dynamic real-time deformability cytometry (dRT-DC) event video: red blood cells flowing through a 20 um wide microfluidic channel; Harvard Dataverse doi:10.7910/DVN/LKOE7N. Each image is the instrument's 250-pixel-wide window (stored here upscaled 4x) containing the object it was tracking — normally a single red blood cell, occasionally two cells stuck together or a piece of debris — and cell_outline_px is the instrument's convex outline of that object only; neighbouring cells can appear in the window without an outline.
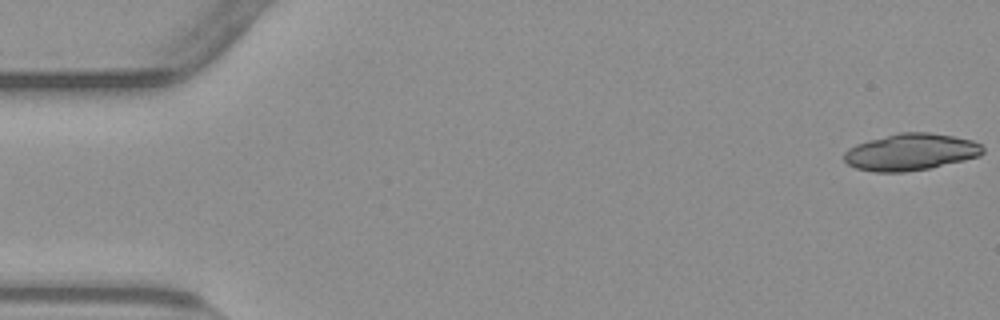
{"species": "common noctule bat (a hibernating species)", "species_latin": "Nyctalus noctula", "temperature_condition": "warm", "stored_images_in_passage": 19, "camera_frame_rate_fps": 3000, "um_per_image_px": 0.085, "animal": {"sex": "male", "body_mass_g": 23.1, "forearm_length_mm": 52.7}, "frame": {"image": 1, "passage_image": 1, "time_ms": 0.0, "image_size_px": [1000, 320], "cell_outline_px": [[984, 152], [980, 156], [964, 160], [928, 168], [904, 172], [872, 172], [856, 168], [848, 164], [844, 160], [844, 152], [848, 148], [856, 144], [868, 140], [900, 132], [928, 132], [952, 136], [972, 140], [980, 144], [984, 148]], "centroid_in_image_um": [77.39, 12.92], "position_along_channel_um": 7.6, "area_um2": 29.71}}